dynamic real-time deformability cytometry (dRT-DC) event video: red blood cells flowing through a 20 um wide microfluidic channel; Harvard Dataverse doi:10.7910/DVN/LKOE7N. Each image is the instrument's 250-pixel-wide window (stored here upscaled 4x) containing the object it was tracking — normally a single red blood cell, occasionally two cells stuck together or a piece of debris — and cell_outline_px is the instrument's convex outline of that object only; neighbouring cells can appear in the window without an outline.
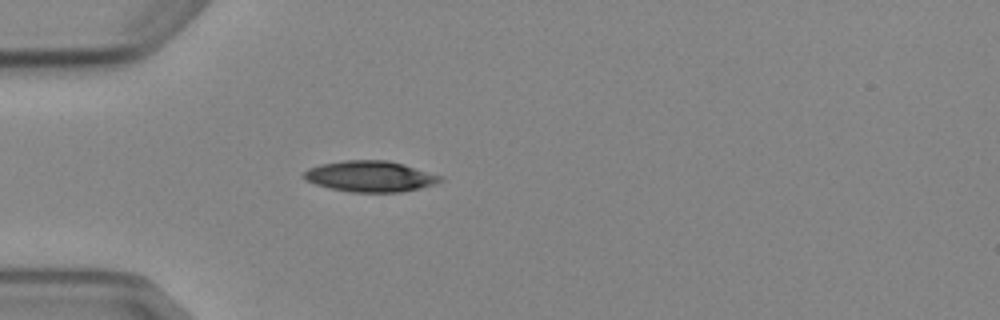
{"species": "Egyptian fruit bat (a non-hibernating species)", "species_latin": "Rousettus aegyptiacus", "temperature_condition": "cold", "stored_images_in_passage": 3, "camera_frame_rate_fps": 3000, "um_per_image_px": 0.085, "animal": {"sex": "female"}, "frame": {"image": 1, "passage_image": 3, "time_ms": 3.333, "image_size_px": [1000, 320], "cell_outline_px": [[444, 180], [436, 184], [420, 188], [400, 192], [352, 192], [328, 188], [304, 180], [300, 176], [308, 168], [320, 164], [344, 160], [388, 160], [404, 164], [444, 176]], "centroid_in_image_um": [31.47, 14.99], "position_along_channel_um": 53.5, "area_um2": 24.91}}